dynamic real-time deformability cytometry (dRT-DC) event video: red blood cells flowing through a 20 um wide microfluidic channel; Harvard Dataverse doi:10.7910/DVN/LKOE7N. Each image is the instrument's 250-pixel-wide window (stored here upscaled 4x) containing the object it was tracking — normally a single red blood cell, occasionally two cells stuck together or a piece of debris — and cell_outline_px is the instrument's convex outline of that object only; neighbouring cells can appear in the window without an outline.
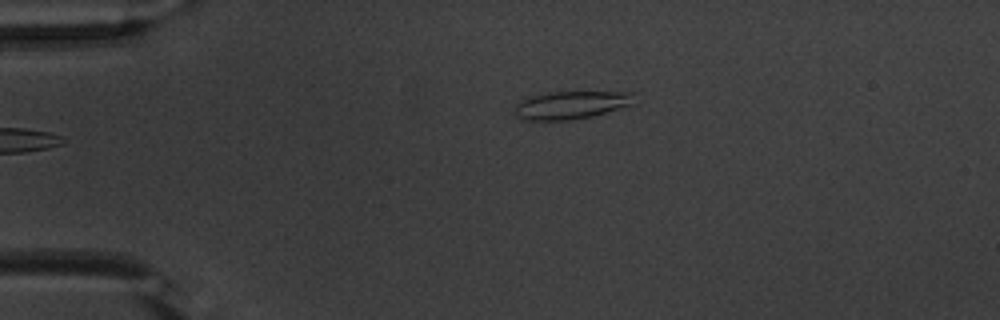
{"species": "common noctule bat (a hibernating species)", "species_latin": "Nyctalus noctula", "temperature_condition": "warm", "stored_images_in_passage": 36, "camera_frame_rate_fps": 3000, "um_per_image_px": 0.085, "animal": {"sex": "male", "body_mass_g": 20.1, "forearm_length_mm": 53.5}, "frame": {"image": 1, "passage_image": 1, "time_ms": 0.0, "image_size_px": [1000, 320], "cell_outline_px": [[636, 104], [592, 116], [572, 120], [528, 120], [516, 116], [512, 112], [516, 104], [520, 100], [528, 96], [548, 92], [636, 92]], "centroid_in_image_um": [48.57, 8.92], "position_along_channel_um": 36.4, "area_um2": 19.88}}
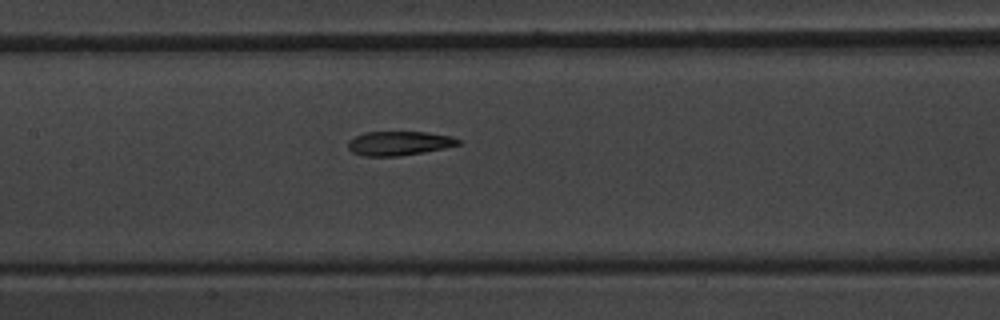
{"frame": {"image": 2, "passage_image": 15, "time_ms": 4.667, "image_size_px": [1000, 320], "cell_outline_px": [[460, 144], [444, 148], [424, 152], [400, 156], [364, 156], [352, 152], [348, 148], [348, 140], [364, 132], [428, 132], [452, 136], [460, 140]], "centroid_in_image_um": [33.91, 12.18], "position_along_channel_um": 173.5, "area_um2": 15.55}}
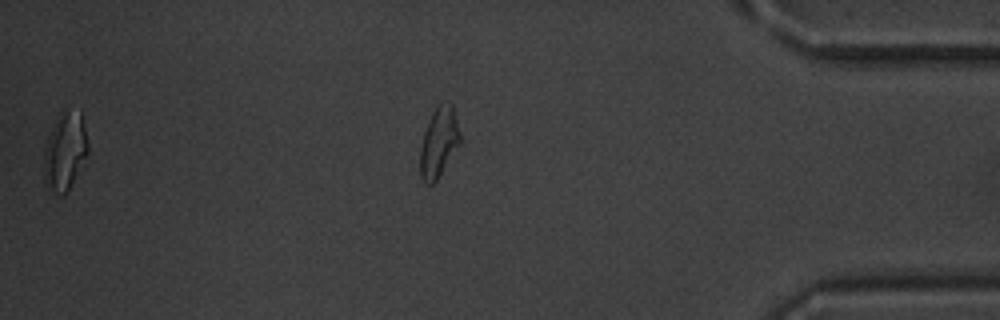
{"frame": {"image": 3, "passage_image": 35, "time_ms": 11.333, "image_size_px": [1000, 320], "cell_outline_px": [[88, 152], [64, 196], [60, 196], [44, 180], [44, 148], [48, 136], [60, 112], [80, 112], [84, 124], [88, 144]], "centroid_in_image_um": [5.51, 12.85], "position_along_channel_um": 429.7, "area_um2": 19.25}, "authors_computed_cell_mechanics": {"area_um2": 16.3285, "velocity_mm_per_s": 3.813, "shape_relaxation_time_tau1_ms": null, "shape_relaxation_time_tau2_ms": 2.4686, "deformation_change_tau1": null, "deformation_change_tau2": 0.0923}}